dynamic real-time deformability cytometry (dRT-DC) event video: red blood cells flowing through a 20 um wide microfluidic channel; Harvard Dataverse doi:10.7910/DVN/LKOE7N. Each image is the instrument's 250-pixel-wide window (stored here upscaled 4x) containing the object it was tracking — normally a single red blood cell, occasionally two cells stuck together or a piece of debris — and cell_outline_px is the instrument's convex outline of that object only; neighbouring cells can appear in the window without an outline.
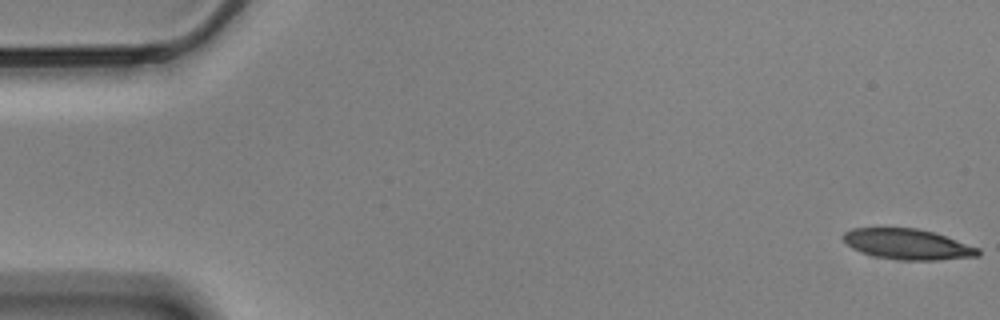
{"species": "Egyptian fruit bat (a non-hibernating species)", "species_latin": "Rousettus aegyptiacus", "temperature_condition": "cold", "stored_images_in_passage": 2, "camera_frame_rate_fps": 3000, "um_per_image_px": 0.085, "animal": {"sex": "male"}, "frame": {"image": 1, "passage_image": 1, "time_ms": 0.0, "image_size_px": [1000, 320], "cell_outline_px": [[980, 256], [940, 260], [896, 260], [872, 256], [860, 252], [852, 248], [840, 236], [844, 232], [852, 228], [916, 228], [932, 232], [980, 248]], "centroid_in_image_um": [77.12, 20.77], "position_along_channel_um": 7.9, "area_um2": 24.1}}